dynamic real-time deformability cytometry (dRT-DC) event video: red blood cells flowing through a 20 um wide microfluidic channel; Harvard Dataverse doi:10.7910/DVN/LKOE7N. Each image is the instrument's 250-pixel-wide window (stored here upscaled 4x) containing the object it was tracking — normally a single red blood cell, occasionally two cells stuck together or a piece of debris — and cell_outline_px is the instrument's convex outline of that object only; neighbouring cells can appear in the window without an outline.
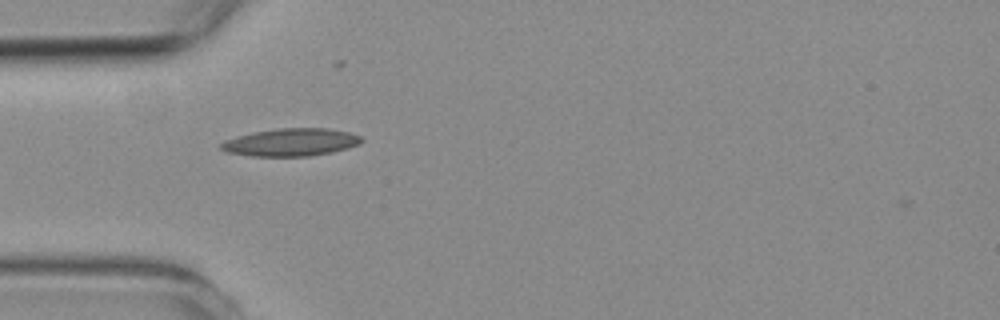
{"species": "common noctule bat (a hibernating species)", "species_latin": "Nyctalus noctula", "temperature_condition": "room temperature", "stored_images_in_passage": 30, "camera_frame_rate_fps": 3000, "um_per_image_px": 0.085, "animal": {"sex": "female", "body_mass_g": 19.3, "forearm_length_mm": 54.1}, "frame": {"image": 1, "passage_image": 2, "time_ms": 0.333, "image_size_px": [1000, 320], "cell_outline_px": [[364, 140], [360, 144], [332, 152], [308, 156], [252, 156], [228, 152], [220, 148], [220, 144], [224, 140], [236, 136], [252, 132], [280, 128], [328, 128], [348, 132], [360, 136]], "centroid_in_image_um": [24.72, 12.09], "position_along_channel_um": 60.3, "area_um2": 22.6}}
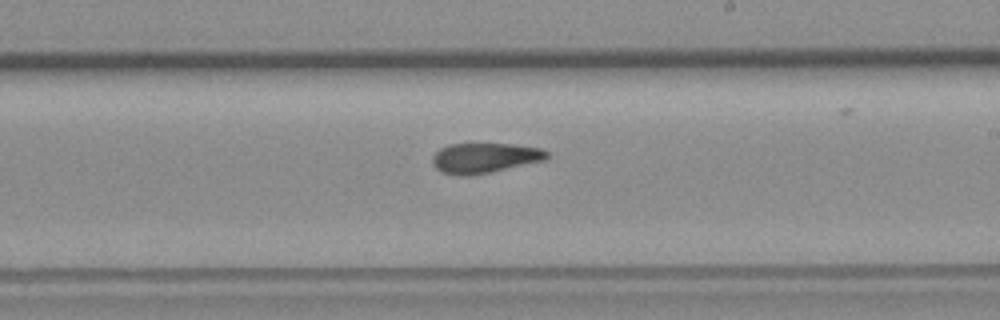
{"frame": {"image": 2, "passage_image": 17, "time_ms": 5.333, "image_size_px": [1000, 320], "cell_outline_px": [[548, 156], [544, 160], [488, 172], [468, 176], [460, 176], [440, 172], [432, 164], [432, 156], [440, 148], [448, 144], [512, 144], [540, 148], [548, 152]], "centroid_in_image_um": [41.13, 13.42], "position_along_channel_um": 247.9, "area_um2": 19.88}}
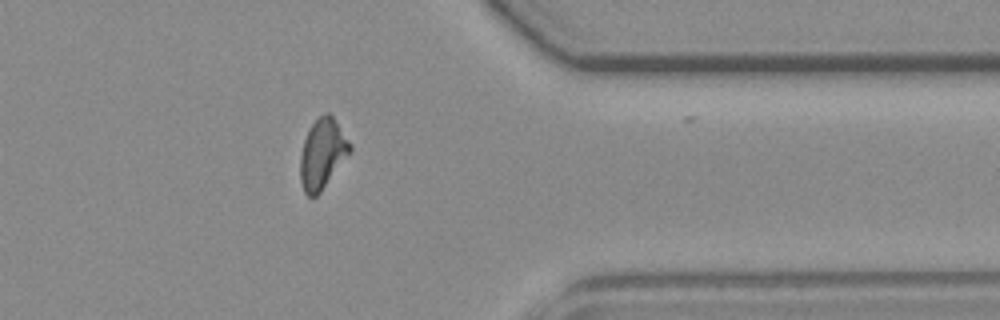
{"frame": {"image": 3, "passage_image": 29, "time_ms": 9.333, "image_size_px": [1000, 320], "cell_outline_px": [[352, 152], [320, 192], [316, 196], [308, 196], [304, 192], [300, 180], [300, 156], [304, 140], [312, 124], [324, 112], [328, 112], [332, 116], [352, 144]], "centroid_in_image_um": [27.42, 13.08], "position_along_channel_um": 384.0, "area_um2": 20.23}, "authors_computed_cell_mechanics": {"area_um2": 20.4323, "velocity_mm_per_s": 3.7864, "shape_relaxation_time_tau1_ms": null, "shape_relaxation_time_tau2_ms": 4.5005, "deformation_change_tau1": null, "deformation_change_tau2": 0.1294}}